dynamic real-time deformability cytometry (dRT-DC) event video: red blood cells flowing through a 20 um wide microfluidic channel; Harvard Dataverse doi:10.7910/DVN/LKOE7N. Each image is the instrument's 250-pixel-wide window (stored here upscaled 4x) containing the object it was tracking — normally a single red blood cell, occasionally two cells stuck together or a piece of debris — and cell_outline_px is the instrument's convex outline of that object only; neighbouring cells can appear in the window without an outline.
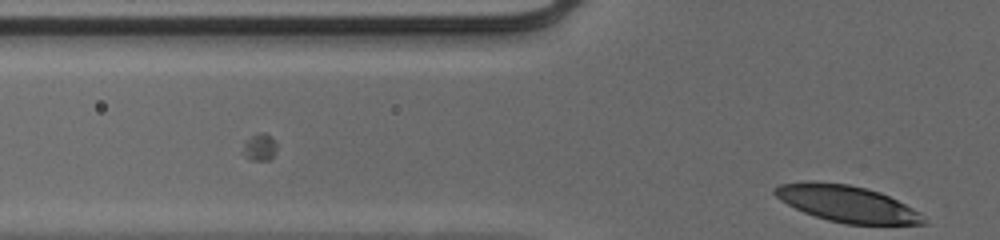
{"species": "human", "species_latin": "Homo sapiens", "temperature_condition": "cold", "stored_images_in_passage": 10, "camera_frame_rate_fps": 3000, "um_per_image_px": 0.085, "donor": {"sex": "male"}, "frame": {"image": 1, "passage_image": 10, "time_ms": 3.0, "image_size_px": [1000, 240], "cell_outline_px": [[928, 224], [848, 224], [828, 220], [804, 212], [780, 200], [772, 192], [772, 188], [780, 184], [848, 184], [880, 192], [912, 208]], "centroid_in_image_um": [71.99, 17.35], "position_along_channel_um": 53.8, "area_um2": 30.23}}